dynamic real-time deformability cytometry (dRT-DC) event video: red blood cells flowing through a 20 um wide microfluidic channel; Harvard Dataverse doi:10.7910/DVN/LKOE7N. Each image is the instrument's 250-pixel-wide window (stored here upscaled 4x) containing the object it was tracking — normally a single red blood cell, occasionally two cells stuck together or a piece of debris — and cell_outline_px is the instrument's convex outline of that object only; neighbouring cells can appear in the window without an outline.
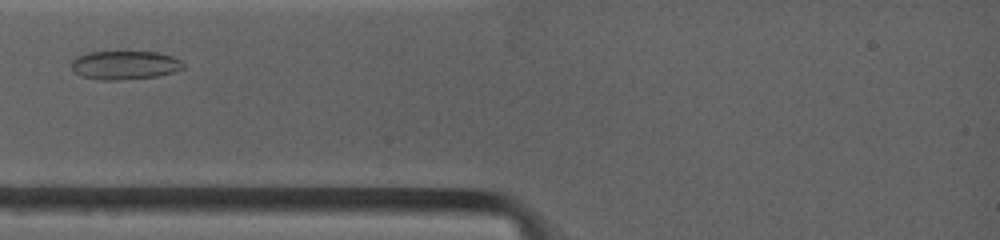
{"species": "common noctule bat (a hibernating species)", "species_latin": "Nyctalus noctula", "temperature_condition": "warm", "stored_images_in_passage": 6, "camera_frame_rate_fps": 4500, "um_per_image_px": 0.085, "animal": {"sex": "female", "body_mass_g": 19.0, "forearm_length_mm": 53.3}, "frame": {"image": 1, "passage_image": 3, "time_ms": 1.778, "image_size_px": [1000, 240], "cell_outline_px": [[184, 68], [172, 72], [156, 76], [116, 80], [108, 80], [84, 76], [76, 72], [72, 68], [72, 60], [76, 56], [88, 52], [156, 52], [172, 56], [180, 60], [184, 64]], "centroid_in_image_um": [10.62, 5.52], "position_along_channel_um": 74.4, "area_um2": 18.32}}
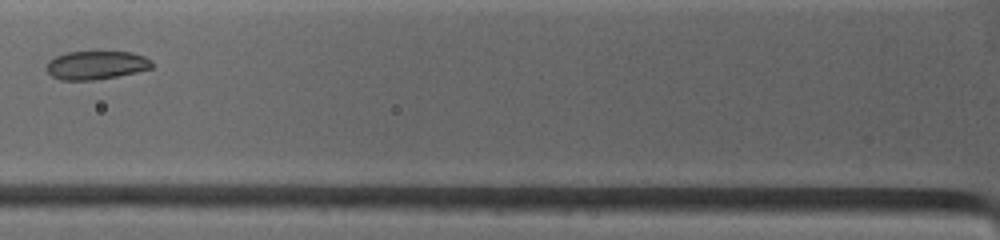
{"frame": {"image": 2, "passage_image": 4, "time_ms": 2.889, "image_size_px": [1000, 240], "cell_outline_px": [[152, 68], [136, 72], [116, 76], [92, 80], [64, 80], [52, 76], [44, 68], [48, 60], [56, 56], [68, 52], [132, 52], [144, 56], [152, 64]], "centroid_in_image_um": [8.13, 5.53], "position_along_channel_um": 117.7, "area_um2": 17.34}}
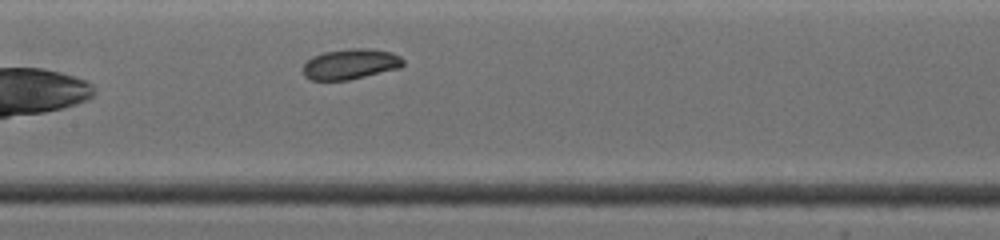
{"frame": {"image": 3, "passage_image": 6, "time_ms": 4.444, "image_size_px": [1000, 240], "cell_outline_px": [[404, 64], [400, 68], [348, 80], [312, 80], [304, 76], [304, 64], [312, 56], [324, 52], [348, 48], [368, 48], [392, 52], [400, 56], [404, 60]], "centroid_in_image_um": [29.81, 5.43], "position_along_channel_um": 177.6, "area_um2": 17.8}}